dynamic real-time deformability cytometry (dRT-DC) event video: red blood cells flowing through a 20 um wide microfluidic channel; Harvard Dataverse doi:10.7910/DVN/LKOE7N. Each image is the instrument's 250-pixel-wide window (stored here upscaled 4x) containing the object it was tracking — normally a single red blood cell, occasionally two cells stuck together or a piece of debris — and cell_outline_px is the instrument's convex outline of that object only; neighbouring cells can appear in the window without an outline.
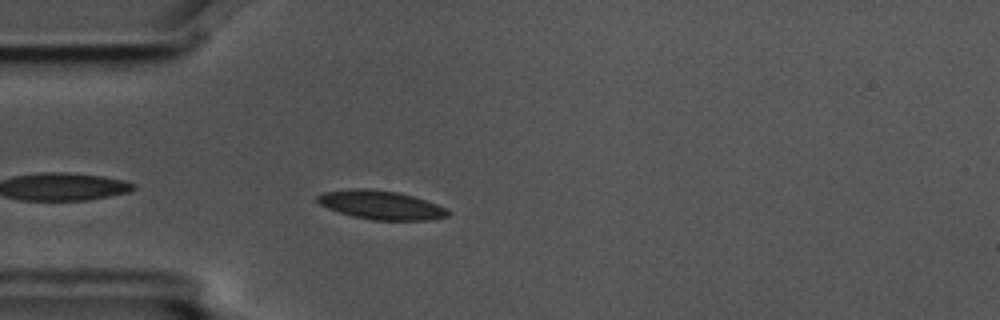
{"species": "common noctule bat (a hibernating species)", "species_latin": "Nyctalus noctula", "temperature_condition": "cold", "stored_images_in_passage": 5, "camera_frame_rate_fps": 3000, "um_per_image_px": 0.085, "animal": {"sex": "male", "body_mass_g": 17.5, "forearm_length_mm": 52.3}, "frame": {"image": 1, "passage_image": 5, "time_ms": 1.333, "image_size_px": [1000, 320], "cell_outline_px": [[448, 216], [428, 220], [372, 220], [352, 216], [328, 208], [320, 204], [316, 200], [316, 196], [324, 192], [356, 188], [368, 188], [400, 192], [448, 208]], "centroid_in_image_um": [32.37, 17.42], "position_along_channel_um": 52.6, "area_um2": 21.79}}